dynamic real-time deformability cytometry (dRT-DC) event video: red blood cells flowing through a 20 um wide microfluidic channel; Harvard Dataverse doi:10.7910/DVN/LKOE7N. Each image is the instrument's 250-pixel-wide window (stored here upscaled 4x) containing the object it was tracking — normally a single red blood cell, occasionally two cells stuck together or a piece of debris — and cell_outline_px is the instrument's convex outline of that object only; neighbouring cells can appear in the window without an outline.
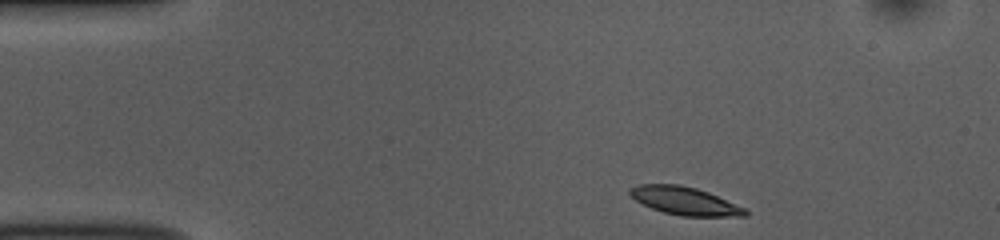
{"species": "common noctule bat (a hibernating species)", "species_latin": "Nyctalus noctula", "temperature_condition": "room temperature", "stored_images_in_passage": 45, "camera_frame_rate_fps": 3000, "um_per_image_px": 0.085, "animal": {"sex": "female", "body_mass_g": 10.0, "forearm_length_mm": 53.1}, "frame": {"image": 1, "passage_image": 1, "time_ms": 0.0, "image_size_px": [1000, 240], "cell_outline_px": [[748, 216], [680, 216], [664, 212], [652, 208], [636, 200], [628, 192], [628, 188], [636, 184], [680, 184], [696, 188], [708, 192], [744, 208], [748, 212]], "centroid_in_image_um": [58.17, 17.06], "position_along_channel_um": 26.8, "area_um2": 18.67}}
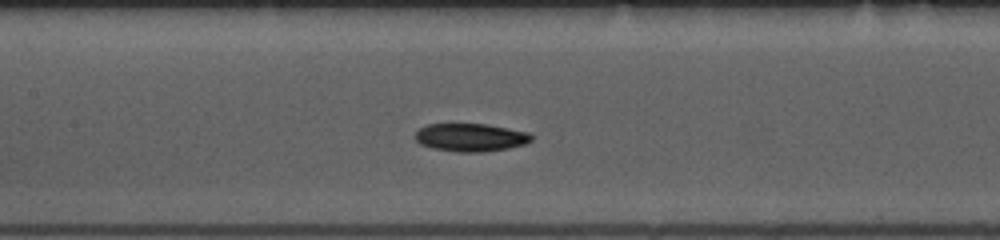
{"frame": {"image": 2, "passage_image": 17, "time_ms": 5.333, "image_size_px": [1000, 240], "cell_outline_px": [[532, 140], [524, 144], [508, 148], [484, 152], [456, 152], [432, 148], [420, 144], [416, 140], [416, 132], [420, 128], [428, 124], [488, 124], [528, 132], [532, 136]], "centroid_in_image_um": [40.0, 11.68], "position_along_channel_um": 167.4, "area_um2": 18.96}}
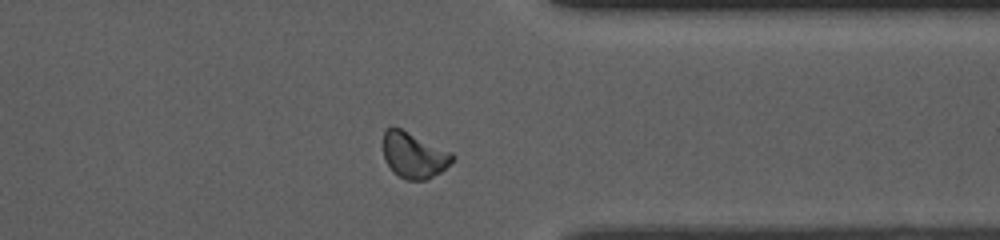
{"frame": {"image": 3, "passage_image": 34, "time_ms": 11.0, "image_size_px": [1000, 240], "cell_outline_px": [[456, 156], [440, 172], [424, 180], [404, 180], [392, 172], [384, 160], [384, 128], [392, 124], [452, 152]], "centroid_in_image_um": [35.13, 13.17], "position_along_channel_um": 376.3, "area_um2": 18.61}, "authors_computed_cell_mechanics": {"area_um2": 18.6116, "velocity_mm_per_s": 3.7778, "shape_relaxation_time_tau1_ms": 5.3937, "shape_relaxation_time_tau2_ms": null, "deformation_change_tau1": 0.184, "deformation_change_tau2": null}}